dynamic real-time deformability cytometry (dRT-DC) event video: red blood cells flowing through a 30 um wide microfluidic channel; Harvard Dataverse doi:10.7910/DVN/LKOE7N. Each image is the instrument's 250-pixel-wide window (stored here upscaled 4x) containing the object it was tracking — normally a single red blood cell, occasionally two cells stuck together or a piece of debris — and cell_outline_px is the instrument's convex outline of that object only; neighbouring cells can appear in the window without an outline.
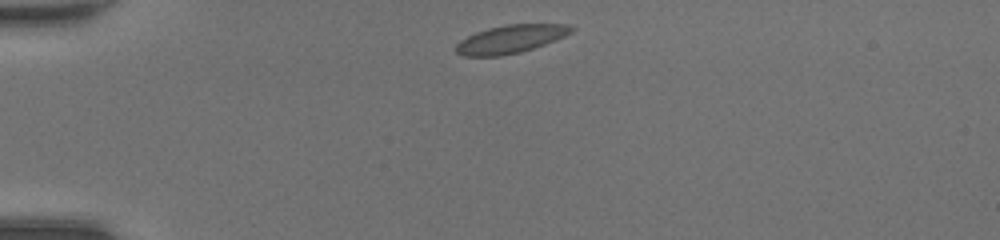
{"species": "common noctule bat (a hibernating species)", "species_latin": "Nyctalus noctula", "temperature_condition": "room temperature", "stored_images_in_passage": 37, "camera_frame_rate_fps": 3000, "um_per_image_px": 0.085, "animal": {"sex": "female", "body_mass_g": 20.0, "forearm_length_mm": 54.0}, "frame": {"image": 1, "passage_image": 1, "time_ms": 0.0, "image_size_px": [1000, 240], "cell_outline_px": [[576, 28], [572, 32], [556, 40], [520, 52], [500, 56], [460, 56], [456, 52], [456, 44], [460, 40], [476, 32], [488, 28], [508, 24], [568, 24]], "centroid_in_image_um": [43.4, 3.32], "position_along_channel_um": 41.6, "area_um2": 18.9}}
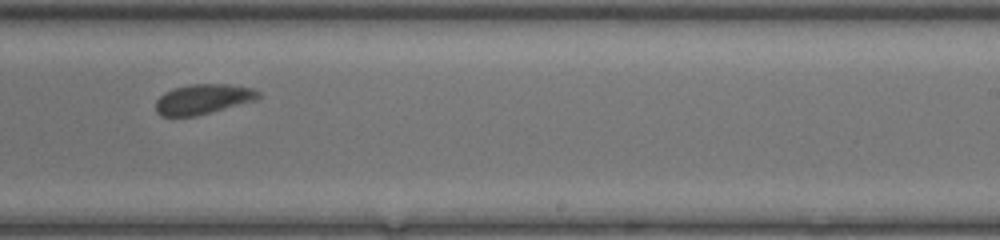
{"frame": {"image": 2, "passage_image": 20, "time_ms": 6.333, "image_size_px": [1000, 240], "cell_outline_px": [[260, 96], [256, 100], [196, 116], [160, 116], [156, 112], [156, 100], [164, 92], [172, 88], [192, 84], [228, 84], [252, 88], [260, 92]], "centroid_in_image_um": [17.24, 8.42], "position_along_channel_um": 271.8, "area_um2": 17.98}}
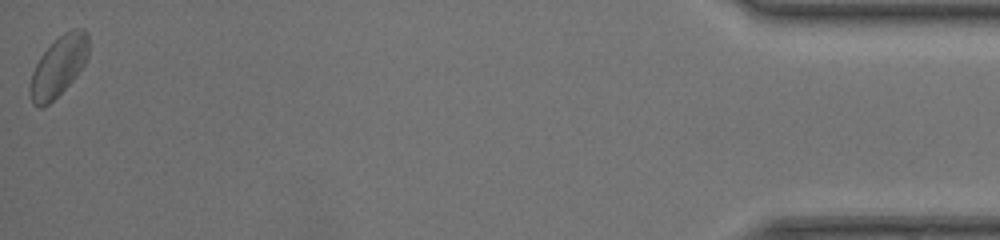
{"frame": {"image": 3, "passage_image": 37, "time_ms": 12.0, "image_size_px": [1000, 240], "cell_outline_px": [[88, 56], [84, 64], [76, 76], [48, 104], [40, 108], [32, 104], [28, 92], [28, 88], [32, 72], [40, 56], [64, 32], [72, 28], [84, 28], [88, 32]], "centroid_in_image_um": [4.96, 5.63], "position_along_channel_um": 430.2, "area_um2": 20.4}, "authors_computed_cell_mechanics": {"area_um2": 18.9006, "velocity_mm_per_s": 4.3272, "shape_relaxation_time_tau1_ms": 4.2993, "shape_relaxation_time_tau2_ms": 0.8018, "deformation_change_tau1": 0.0853, "deformation_change_tau2": 0.0381}}